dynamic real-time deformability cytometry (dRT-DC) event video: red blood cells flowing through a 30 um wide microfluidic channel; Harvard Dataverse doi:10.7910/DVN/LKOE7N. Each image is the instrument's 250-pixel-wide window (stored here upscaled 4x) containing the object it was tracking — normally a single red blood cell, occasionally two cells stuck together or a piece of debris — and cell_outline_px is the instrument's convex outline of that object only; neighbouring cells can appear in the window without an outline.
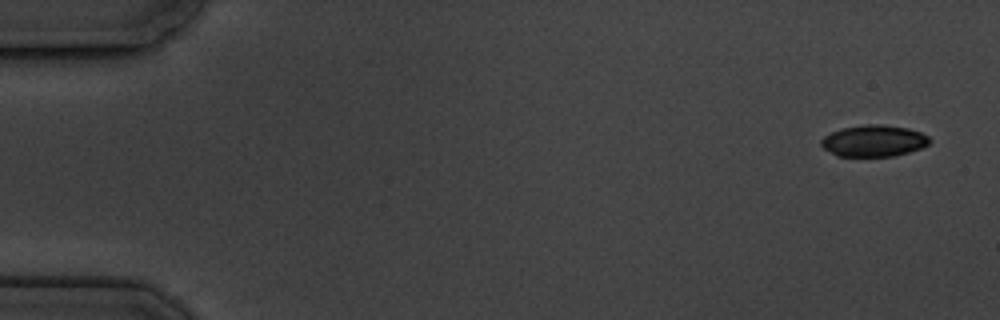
{"species": "common noctule bat (a hibernating species)", "species_latin": "Nyctalus noctula", "temperature_condition": "cold", "stored_images_in_passage": 5, "camera_frame_rate_fps": 3000, "um_per_image_px": 0.085, "animal": {"sex": "male", "body_mass_g": 19.5, "forearm_length_mm": 54.6}, "frame": {"image": 1, "passage_image": 1, "time_ms": 0.0, "image_size_px": [1000, 320], "cell_outline_px": [[932, 140], [928, 144], [920, 148], [896, 156], [836, 156], [824, 148], [820, 144], [820, 140], [824, 136], [832, 132], [844, 128], [864, 124], [880, 124], [908, 128], [920, 132], [928, 136]], "centroid_in_image_um": [74.27, 11.97], "position_along_channel_um": 10.7, "area_um2": 19.88}}
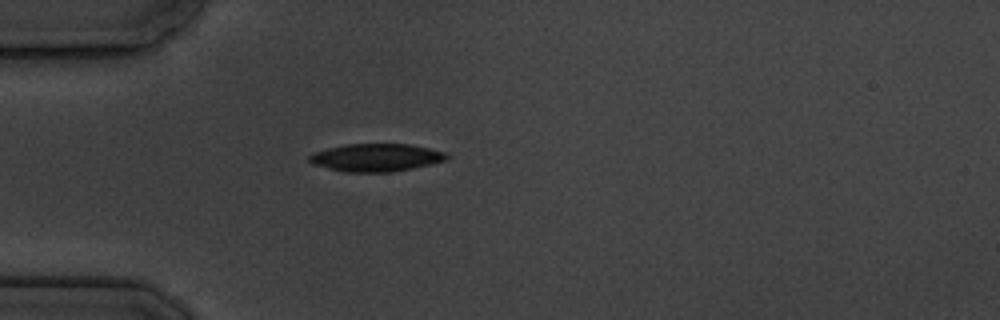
{"frame": {"image": 2, "passage_image": 5, "time_ms": 4.667, "image_size_px": [1000, 320], "cell_outline_px": [[448, 160], [412, 168], [392, 172], [344, 172], [312, 164], [308, 160], [308, 156], [316, 152], [328, 148], [344, 144], [408, 144], [448, 152]], "centroid_in_image_um": [31.98, 13.39], "position_along_channel_um": 53.0, "area_um2": 22.25}}